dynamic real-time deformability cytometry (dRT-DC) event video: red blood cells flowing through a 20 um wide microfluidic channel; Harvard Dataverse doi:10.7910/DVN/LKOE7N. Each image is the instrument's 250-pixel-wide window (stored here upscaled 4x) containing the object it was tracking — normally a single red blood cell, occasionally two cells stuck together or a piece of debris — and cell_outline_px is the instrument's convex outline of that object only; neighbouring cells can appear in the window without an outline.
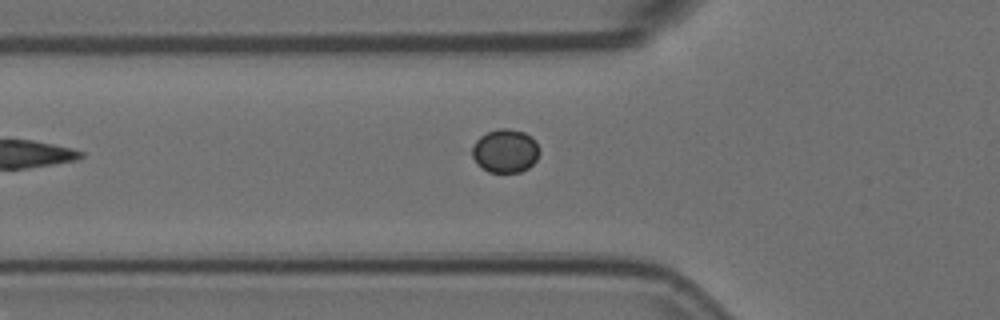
{"species": "Egyptian fruit bat (a non-hibernating species)", "species_latin": "Rousettus aegyptiacus", "temperature_condition": "room temperature", "stored_images_in_passage": 3, "camera_frame_rate_fps": 3000, "um_per_image_px": 0.085, "animal": {"sex": "female"}, "frame": {"image": 1, "passage_image": 2, "time_ms": 0.333, "image_size_px": [1000, 320], "cell_outline_px": [[540, 152], [536, 160], [528, 168], [520, 172], [488, 172], [480, 168], [476, 164], [472, 156], [472, 148], [476, 140], [480, 136], [488, 132], [500, 128], [508, 128], [524, 132], [540, 148]], "centroid_in_image_um": [42.92, 12.85], "position_along_channel_um": 82.9, "area_um2": 17.05}}
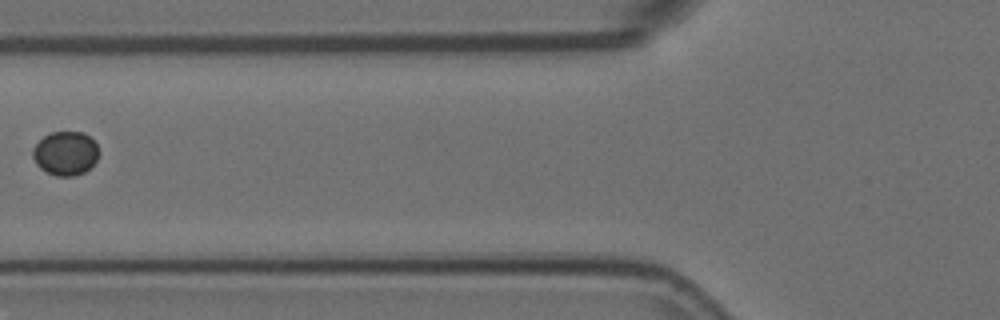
{"frame": {"image": 2, "passage_image": 3, "time_ms": 0.667, "image_size_px": [1000, 320], "cell_outline_px": [[96, 160], [84, 172], [72, 176], [56, 176], [40, 168], [36, 164], [32, 156], [32, 148], [44, 136], [52, 132], [84, 132], [96, 144]], "centroid_in_image_um": [5.52, 13.03], "position_along_channel_um": 120.3, "area_um2": 16.59}}